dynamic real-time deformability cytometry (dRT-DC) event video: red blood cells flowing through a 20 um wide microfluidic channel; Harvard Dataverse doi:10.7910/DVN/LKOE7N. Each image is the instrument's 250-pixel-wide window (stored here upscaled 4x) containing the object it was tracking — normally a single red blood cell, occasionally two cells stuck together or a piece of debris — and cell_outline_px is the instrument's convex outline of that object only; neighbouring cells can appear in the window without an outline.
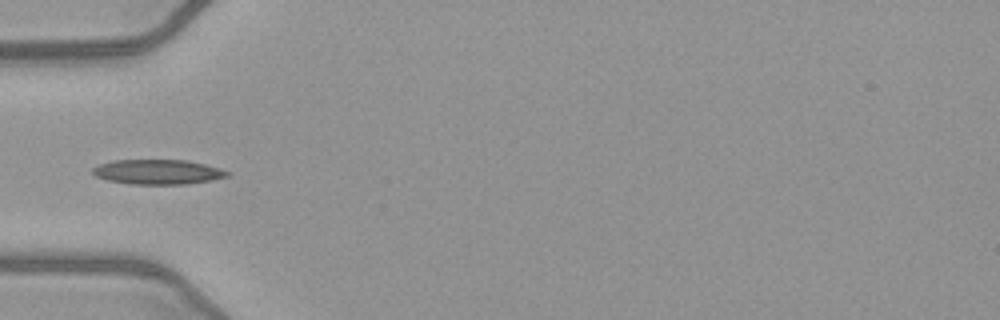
{"species": "common noctule bat (a hibernating species)", "species_latin": "Nyctalus noctula", "temperature_condition": "warm", "stored_images_in_passage": 35, "camera_frame_rate_fps": 3000, "um_per_image_px": 0.085, "animal": {"sex": "female", "body_mass_g": 21.9}, "frame": {"image": 1, "passage_image": 1, "time_ms": 0.0, "image_size_px": [1000, 320], "cell_outline_px": [[232, 172], [228, 176], [212, 180], [188, 184], [132, 184], [108, 180], [92, 176], [92, 168], [100, 164], [112, 160], [188, 160], [220, 168]], "centroid_in_image_um": [13.41, 14.61], "position_along_channel_um": 71.6, "area_um2": 19.59}}
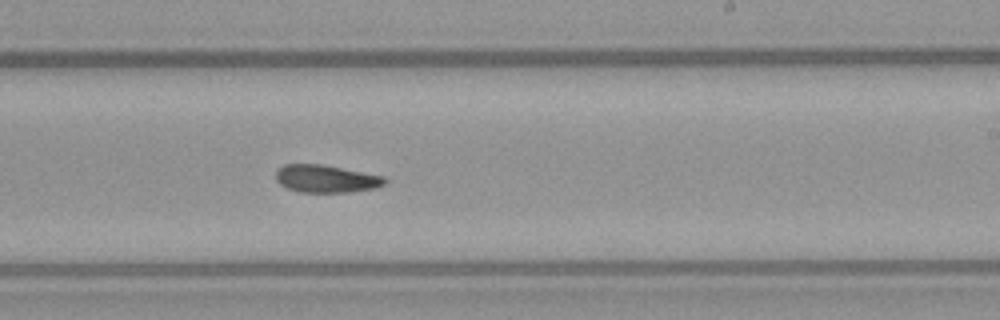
{"frame": {"image": 2, "passage_image": 15, "time_ms": 4.667, "image_size_px": [1000, 320], "cell_outline_px": [[388, 180], [384, 184], [376, 188], [348, 192], [300, 192], [288, 188], [280, 184], [276, 180], [276, 168], [284, 164], [324, 164], [384, 176]], "centroid_in_image_um": [27.71, 15.18], "position_along_channel_um": 261.3, "area_um2": 17.69}}
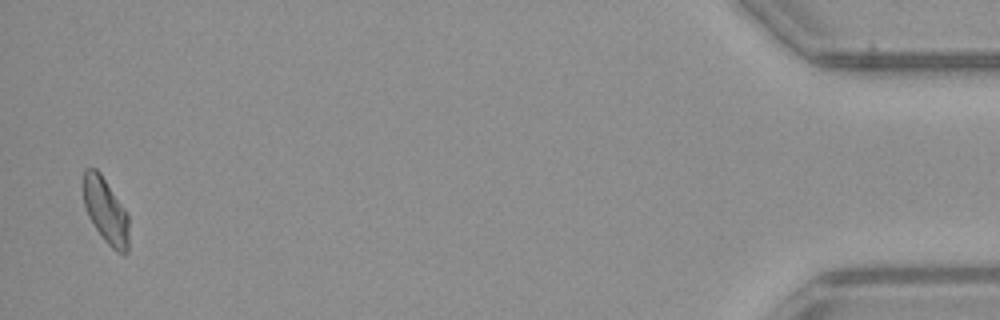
{"frame": {"image": 3, "passage_image": 34, "time_ms": 11.0, "image_size_px": [1000, 320], "cell_outline_px": [[128, 252], [124, 256], [116, 252], [104, 240], [88, 216], [84, 204], [84, 168], [96, 168], [100, 172], [128, 216]], "centroid_in_image_um": [8.99, 17.95], "position_along_channel_um": 426.2, "area_um2": 17.05}}